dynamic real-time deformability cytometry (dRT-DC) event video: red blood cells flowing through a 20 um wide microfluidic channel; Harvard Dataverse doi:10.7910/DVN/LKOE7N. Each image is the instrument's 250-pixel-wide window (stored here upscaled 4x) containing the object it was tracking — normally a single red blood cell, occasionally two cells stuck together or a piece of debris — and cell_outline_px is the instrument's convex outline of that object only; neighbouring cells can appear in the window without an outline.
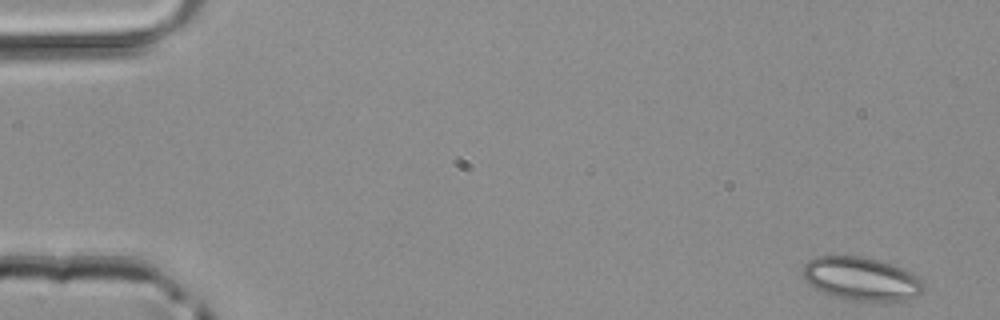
{"species": "common noctule bat (a hibernating species)", "species_latin": "Nyctalus noctula", "temperature_condition": "room temperature", "stored_images_in_passage": 47, "camera_frame_rate_fps": 3000, "um_per_image_px": 0.085, "animal": {"sex": "male", "body_mass_g": 20.4}, "frame": {"image": 1, "passage_image": 1, "time_ms": 0.0, "image_size_px": [1000, 320], "cell_outline_px": [[924, 288], [916, 296], [904, 300], [852, 300], [836, 296], [824, 292], [808, 284], [800, 272], [804, 264], [808, 260], [816, 256], [864, 256], [892, 264], [912, 272], [924, 284]], "centroid_in_image_um": [73.17, 23.67], "position_along_channel_um": 11.8, "area_um2": 30.29}}
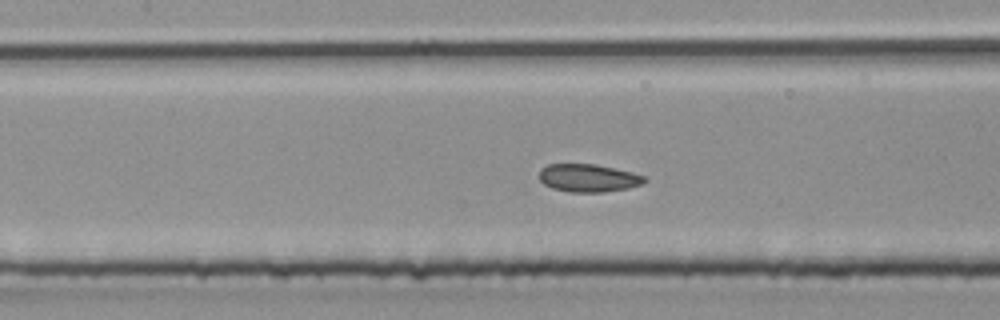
{"frame": {"image": 2, "passage_image": 21, "time_ms": 6.667, "image_size_px": [1000, 320], "cell_outline_px": [[648, 180], [644, 184], [628, 188], [604, 192], [568, 192], [552, 188], [544, 184], [540, 180], [540, 168], [548, 164], [596, 164], [632, 172], [644, 176]], "centroid_in_image_um": [50.02, 15.13], "position_along_channel_um": 157.4, "area_um2": 17.22}}
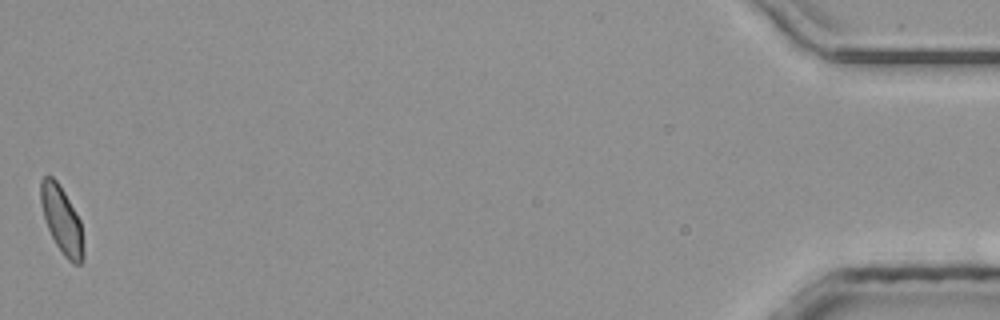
{"frame": {"image": 3, "passage_image": 47, "time_ms": 15.333, "image_size_px": [1000, 320], "cell_outline_px": [[84, 260], [80, 264], [72, 264], [64, 256], [56, 244], [48, 228], [44, 216], [40, 200], [40, 180], [44, 176], [52, 176], [56, 180], [64, 192], [80, 220], [84, 252]], "centroid_in_image_um": [5.25, 18.72], "position_along_channel_um": 429.9, "area_um2": 16.53}}